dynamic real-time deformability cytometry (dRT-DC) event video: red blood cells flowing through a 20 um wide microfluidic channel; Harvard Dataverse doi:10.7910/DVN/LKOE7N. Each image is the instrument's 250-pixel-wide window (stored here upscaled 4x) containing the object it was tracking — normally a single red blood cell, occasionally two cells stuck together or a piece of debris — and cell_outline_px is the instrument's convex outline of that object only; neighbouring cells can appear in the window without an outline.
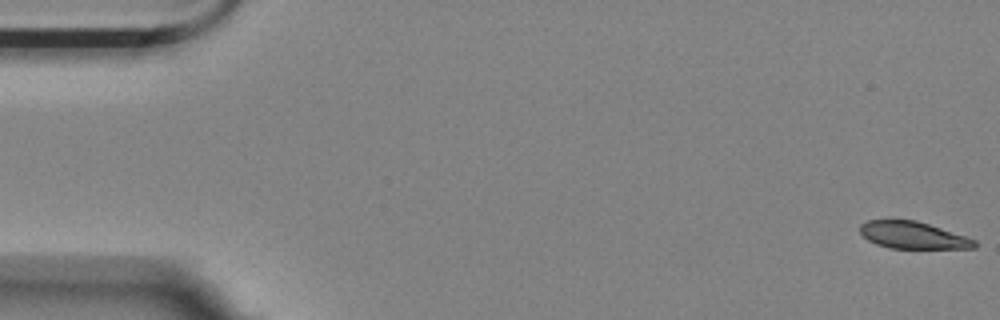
{"species": "Egyptian fruit bat (a non-hibernating species)", "species_latin": "Rousettus aegyptiacus", "temperature_condition": "room temperature", "stored_images_in_passage": 12, "camera_frame_rate_fps": 3000, "um_per_image_px": 0.085, "animal": {"sex": "female"}, "frame": {"image": 1, "passage_image": 1, "time_ms": 0.0, "image_size_px": [1000, 320], "cell_outline_px": [[976, 248], [888, 248], [876, 244], [868, 240], [860, 232], [860, 224], [868, 220], [916, 220], [976, 240]], "centroid_in_image_um": [77.56, 19.99], "position_along_channel_um": 7.4, "area_um2": 17.8}}